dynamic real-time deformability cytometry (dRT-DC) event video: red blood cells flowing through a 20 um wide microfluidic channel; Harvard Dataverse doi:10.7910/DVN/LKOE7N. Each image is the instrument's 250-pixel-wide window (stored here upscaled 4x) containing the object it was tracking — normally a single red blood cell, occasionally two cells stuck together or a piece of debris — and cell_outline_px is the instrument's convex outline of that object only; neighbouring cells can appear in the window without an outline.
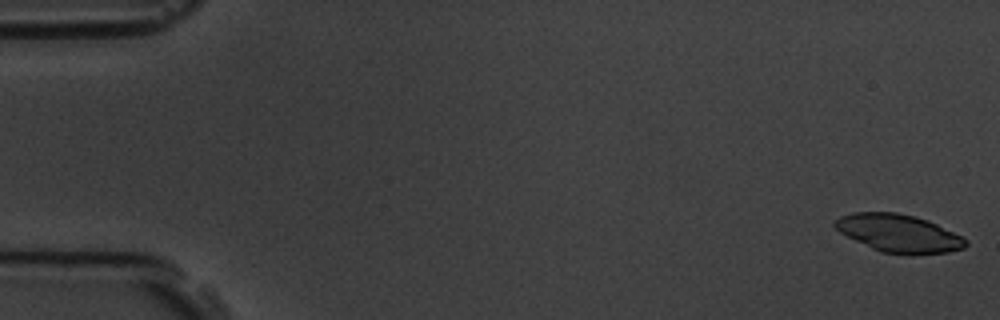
{"species": "common noctule bat (a hibernating species)", "species_latin": "Nyctalus noctula", "temperature_condition": "room temperature", "stored_images_in_passage": 4, "camera_frame_rate_fps": 3000, "um_per_image_px": 0.085, "animal": {"sex": "male", "body_mass_g": 19.5, "forearm_length_mm": 54.6}, "frame": {"image": 1, "passage_image": 1, "time_ms": 0.0, "image_size_px": [1000, 320], "cell_outline_px": [[968, 244], [964, 248], [948, 252], [912, 256], [880, 252], [840, 232], [832, 224], [840, 216], [852, 212], [896, 212], [916, 216], [928, 220], [968, 240]], "centroid_in_image_um": [76.41, 19.84], "position_along_channel_um": 8.6, "area_um2": 28.96}}